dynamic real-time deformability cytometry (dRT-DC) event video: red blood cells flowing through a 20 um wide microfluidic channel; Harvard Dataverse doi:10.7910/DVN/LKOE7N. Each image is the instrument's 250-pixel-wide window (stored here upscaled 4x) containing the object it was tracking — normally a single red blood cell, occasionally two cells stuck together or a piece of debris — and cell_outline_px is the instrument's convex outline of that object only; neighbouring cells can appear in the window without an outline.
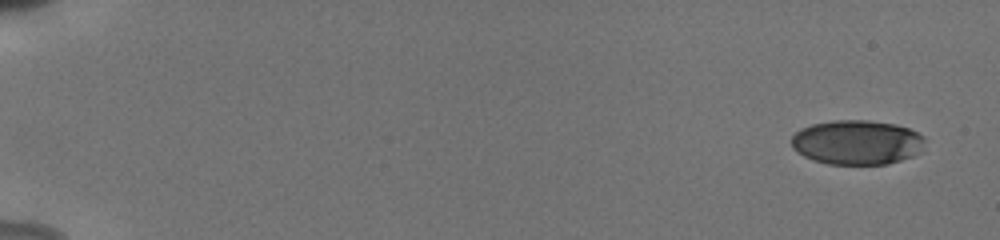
{"species": "human", "species_latin": "Homo sapiens", "temperature_condition": "cold", "stored_images_in_passage": 54, "camera_frame_rate_fps": 3000, "um_per_image_px": 0.085, "donor": {"sex": "male"}, "frame": {"image": 1, "passage_image": 1, "time_ms": 0.0, "image_size_px": [1000, 240], "cell_outline_px": [[924, 140], [920, 152], [912, 156], [888, 164], [828, 164], [812, 160], [796, 152], [792, 148], [792, 136], [800, 128], [812, 124], [832, 120], [868, 120], [896, 124], [908, 128], [924, 136]], "centroid_in_image_um": [72.82, 12.09], "position_along_channel_um": 12.2, "area_um2": 34.8}}
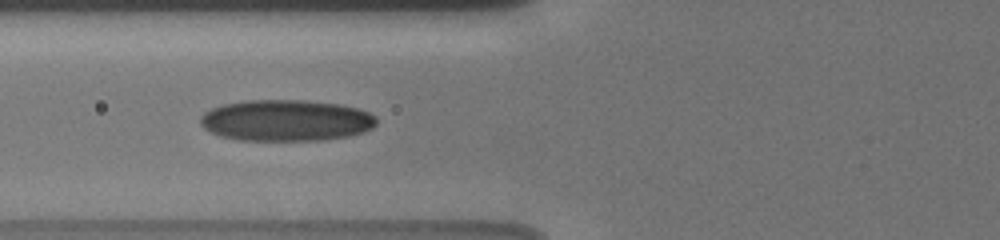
{"frame": {"image": 2, "passage_image": 22, "time_ms": 7.0, "image_size_px": [1000, 240], "cell_outline_px": [[376, 124], [372, 128], [364, 132], [348, 136], [320, 140], [236, 140], [220, 136], [204, 128], [200, 124], [200, 116], [204, 112], [212, 108], [224, 104], [248, 100], [304, 100], [340, 104], [360, 108], [376, 116]], "centroid_in_image_um": [24.32, 10.23], "position_along_channel_um": 101.5, "area_um2": 42.6}}
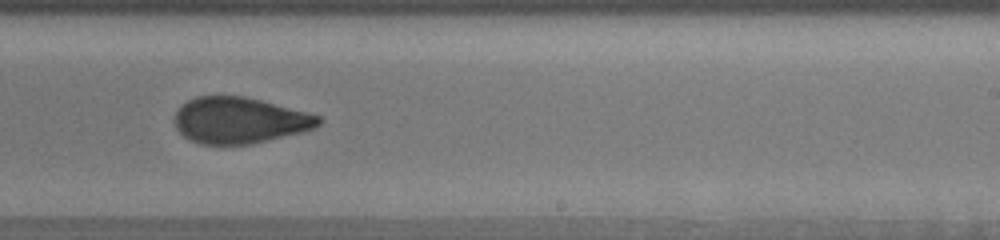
{"frame": {"image": 3, "passage_image": 35, "time_ms": 11.333, "image_size_px": [1000, 240], "cell_outline_px": [[324, 120], [316, 128], [304, 132], [252, 144], [200, 144], [188, 140], [176, 128], [176, 112], [180, 104], [196, 96], [244, 96], [308, 112], [320, 116]], "centroid_in_image_um": [20.39, 10.23], "position_along_channel_um": 268.6, "area_um2": 38.96}, "authors_computed_cell_mechanics": {"area_um2": 38.2058, "velocity_mm_per_s": 3.8628, "shape_relaxation_time_tau1_ms": 6.5459, "shape_relaxation_time_tau2_ms": 1.5113, "deformation_change_tau1": 0.1917, "deformation_change_tau2": 0.0798}}